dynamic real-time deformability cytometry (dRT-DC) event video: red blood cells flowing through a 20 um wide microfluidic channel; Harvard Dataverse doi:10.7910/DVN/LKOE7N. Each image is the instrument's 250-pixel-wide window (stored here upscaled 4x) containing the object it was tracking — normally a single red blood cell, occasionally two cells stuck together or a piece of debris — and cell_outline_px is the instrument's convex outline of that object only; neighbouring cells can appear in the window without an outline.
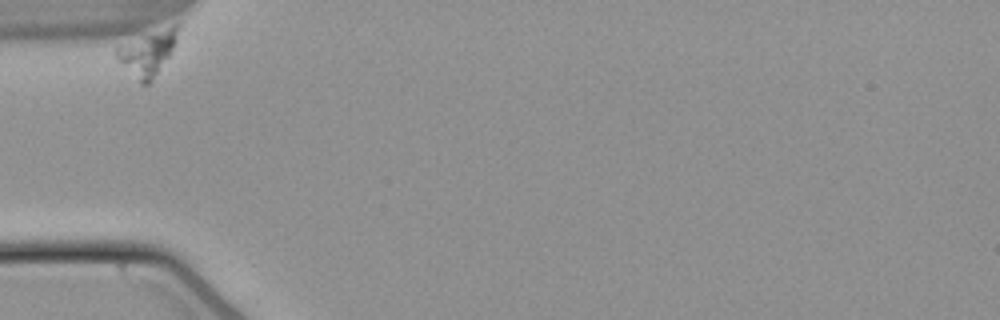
{"species": "common noctule bat (a hibernating species)", "species_latin": "Nyctalus noctula", "temperature_condition": "warm", "stored_images_in_passage": 37, "camera_frame_rate_fps": 3000, "um_per_image_px": 0.085, "animal": {"sex": "male", "body_mass_g": 21.5, "forearm_length_mm": 52.0}, "frame": {"image": 1, "passage_image": 1, "time_ms": 0.0, "image_size_px": [1000, 320], "cell_outline_px": [[176, 44], [168, 56], [148, 84], [140, 84], [116, 56], [116, 48], [172, 24], [176, 24]], "centroid_in_image_um": [12.56, 4.53], "position_along_channel_um": 72.4, "area_um2": 14.74}}
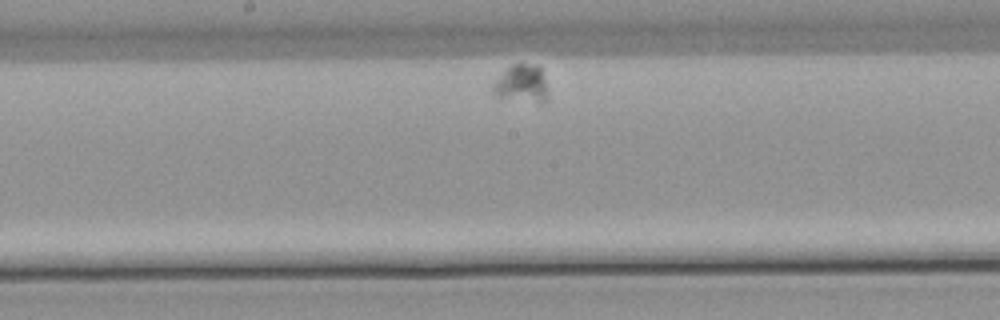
{"frame": {"image": 2, "passage_image": 18, "time_ms": 5.667, "image_size_px": [1000, 320], "cell_outline_px": [[548, 96], [540, 104], [496, 96], [492, 92], [492, 84], [512, 64], [520, 60], [540, 64], [548, 92]], "centroid_in_image_um": [44.37, 7.06], "position_along_channel_um": 203.8, "area_um2": 12.54}}
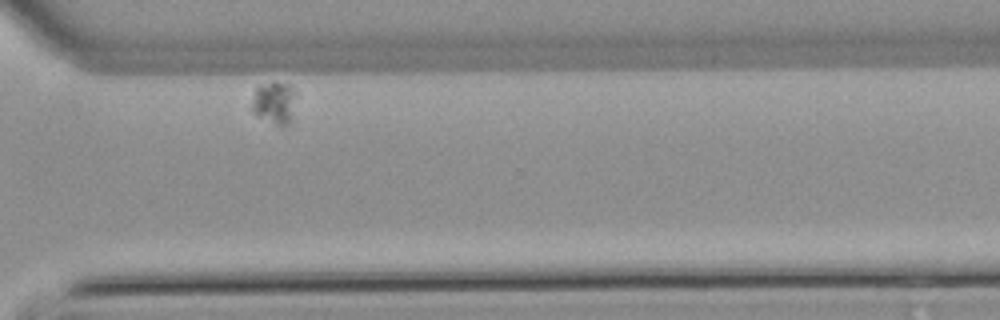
{"frame": {"image": 3, "passage_image": 34, "time_ms": 11.0, "image_size_px": [1000, 320], "cell_outline_px": [[296, 92], [292, 120], [288, 124], [276, 124], [256, 116], [252, 112], [252, 100], [256, 84], [272, 80], [292, 84]], "centroid_in_image_um": [23.31, 8.65], "position_along_channel_um": 347.3, "area_um2": 11.44}}